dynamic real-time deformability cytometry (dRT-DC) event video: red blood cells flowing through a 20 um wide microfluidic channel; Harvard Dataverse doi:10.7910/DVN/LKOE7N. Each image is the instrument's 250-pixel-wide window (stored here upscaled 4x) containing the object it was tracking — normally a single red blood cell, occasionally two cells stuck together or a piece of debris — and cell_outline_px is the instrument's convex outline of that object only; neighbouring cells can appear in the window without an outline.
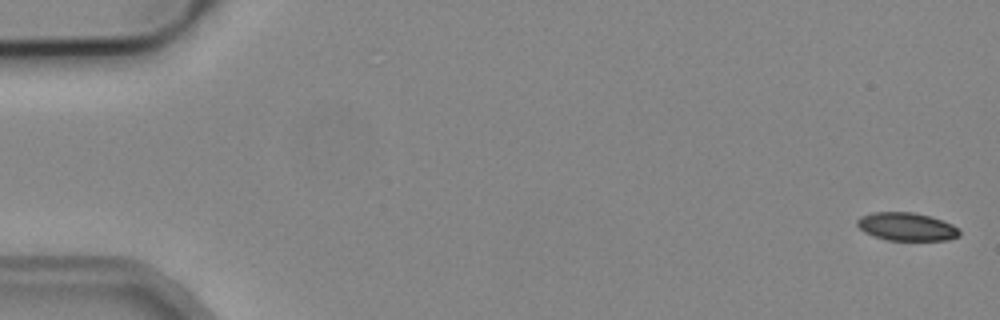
{"species": "common noctule bat (a hibernating species)", "species_latin": "Nyctalus noctula", "temperature_condition": "cold", "stored_images_in_passage": 4, "camera_frame_rate_fps": 3000, "um_per_image_px": 0.085, "animal": {"sex": "male", "body_mass_g": 19.2, "forearm_length_mm": 51.8}, "frame": {"image": 1, "passage_image": 1, "time_ms": 0.0, "image_size_px": [1000, 320], "cell_outline_px": [[960, 236], [948, 240], [888, 240], [872, 236], [864, 232], [856, 224], [856, 220], [860, 216], [872, 212], [912, 212], [928, 216], [952, 224], [960, 232]], "centroid_in_image_um": [77.01, 19.27], "position_along_channel_um": 8.0, "area_um2": 16.7}}
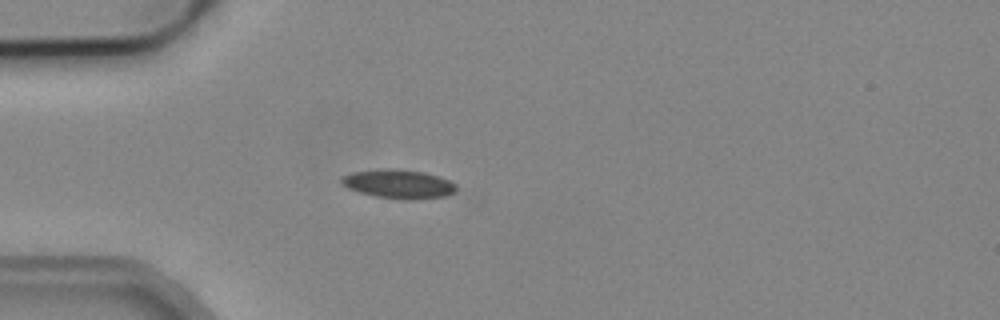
{"frame": {"image": 2, "passage_image": 4, "time_ms": 1.0, "image_size_px": [1000, 320], "cell_outline_px": [[456, 192], [448, 196], [408, 200], [376, 196], [360, 192], [348, 188], [340, 180], [344, 176], [352, 172], [384, 168], [396, 168], [424, 172], [448, 180], [456, 184]], "centroid_in_image_um": [33.92, 15.63], "position_along_channel_um": 51.1, "area_um2": 19.25}}